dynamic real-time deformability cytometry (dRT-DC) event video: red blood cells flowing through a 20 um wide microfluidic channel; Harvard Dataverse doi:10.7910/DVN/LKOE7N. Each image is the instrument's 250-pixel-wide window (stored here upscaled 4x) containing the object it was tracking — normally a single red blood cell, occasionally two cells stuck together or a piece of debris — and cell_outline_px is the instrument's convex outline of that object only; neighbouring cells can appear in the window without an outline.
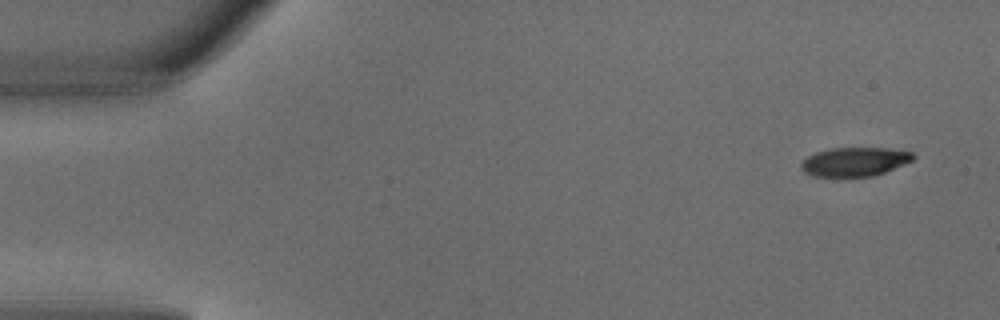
{"species": "common noctule bat (a hibernating species)", "species_latin": "Nyctalus noctula", "temperature_condition": "warm", "stored_images_in_passage": 4, "camera_frame_rate_fps": 3000, "um_per_image_px": 0.085, "animal": {"sex": "male", "body_mass_g": 18.8}, "frame": {"image": 1, "passage_image": 1, "time_ms": 0.0, "image_size_px": [1000, 320], "cell_outline_px": [[916, 156], [912, 160], [904, 164], [884, 172], [872, 176], [812, 176], [804, 172], [800, 168], [800, 164], [808, 156], [816, 152], [832, 148], [888, 148], [912, 152]], "centroid_in_image_um": [72.64, 13.74], "position_along_channel_um": 12.4, "area_um2": 18.73}}
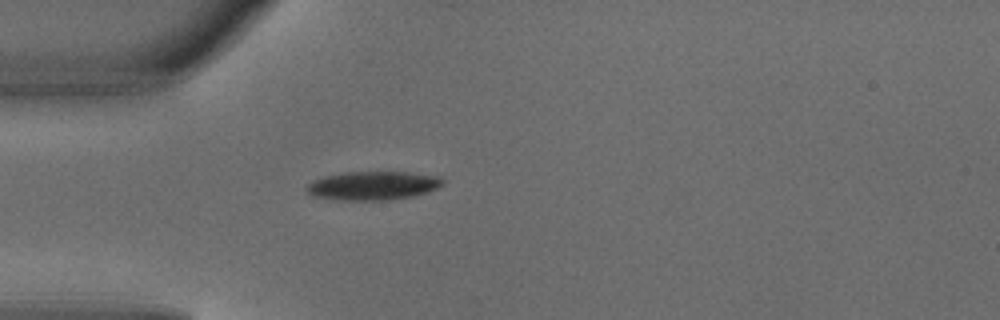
{"frame": {"image": 2, "passage_image": 4, "time_ms": 1.0, "image_size_px": [1000, 320], "cell_outline_px": [[444, 184], [436, 188], [412, 196], [392, 200], [340, 200], [312, 196], [308, 192], [308, 184], [316, 180], [328, 176], [344, 172], [408, 172], [440, 176], [444, 180]], "centroid_in_image_um": [31.74, 15.78], "position_along_channel_um": 53.3, "area_um2": 22.48}}